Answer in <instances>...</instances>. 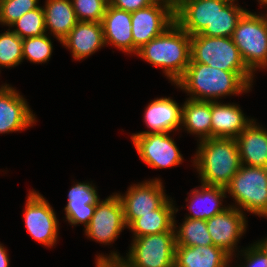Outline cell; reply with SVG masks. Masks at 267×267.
Masks as SVG:
<instances>
[{"label":"cell","instance_id":"cell-40","mask_svg":"<svg viewBox=\"0 0 267 267\" xmlns=\"http://www.w3.org/2000/svg\"><path fill=\"white\" fill-rule=\"evenodd\" d=\"M8 84H2L1 86H0V92L7 86Z\"/></svg>","mask_w":267,"mask_h":267},{"label":"cell","instance_id":"cell-10","mask_svg":"<svg viewBox=\"0 0 267 267\" xmlns=\"http://www.w3.org/2000/svg\"><path fill=\"white\" fill-rule=\"evenodd\" d=\"M161 181L159 178H152L131 185L125 195L117 193L123 206L127 229L142 215L154 214V210L159 209L170 198L165 194Z\"/></svg>","mask_w":267,"mask_h":267},{"label":"cell","instance_id":"cell-6","mask_svg":"<svg viewBox=\"0 0 267 267\" xmlns=\"http://www.w3.org/2000/svg\"><path fill=\"white\" fill-rule=\"evenodd\" d=\"M225 189L236 203L230 206L267 218L266 167L241 165Z\"/></svg>","mask_w":267,"mask_h":267},{"label":"cell","instance_id":"cell-18","mask_svg":"<svg viewBox=\"0 0 267 267\" xmlns=\"http://www.w3.org/2000/svg\"><path fill=\"white\" fill-rule=\"evenodd\" d=\"M89 182H76L68 192L65 218L72 226L83 224L86 228L100 200L96 186Z\"/></svg>","mask_w":267,"mask_h":267},{"label":"cell","instance_id":"cell-7","mask_svg":"<svg viewBox=\"0 0 267 267\" xmlns=\"http://www.w3.org/2000/svg\"><path fill=\"white\" fill-rule=\"evenodd\" d=\"M190 63H202L223 71H250L232 37L191 36Z\"/></svg>","mask_w":267,"mask_h":267},{"label":"cell","instance_id":"cell-9","mask_svg":"<svg viewBox=\"0 0 267 267\" xmlns=\"http://www.w3.org/2000/svg\"><path fill=\"white\" fill-rule=\"evenodd\" d=\"M24 209L25 226L30 236L46 247L58 240L59 221L48 200L35 190H30Z\"/></svg>","mask_w":267,"mask_h":267},{"label":"cell","instance_id":"cell-11","mask_svg":"<svg viewBox=\"0 0 267 267\" xmlns=\"http://www.w3.org/2000/svg\"><path fill=\"white\" fill-rule=\"evenodd\" d=\"M112 194L97 202L94 215L84 229L88 239L104 245H111L127 228L121 200L117 192Z\"/></svg>","mask_w":267,"mask_h":267},{"label":"cell","instance_id":"cell-2","mask_svg":"<svg viewBox=\"0 0 267 267\" xmlns=\"http://www.w3.org/2000/svg\"><path fill=\"white\" fill-rule=\"evenodd\" d=\"M191 36L176 22L138 49L136 55L155 67L175 84L190 64Z\"/></svg>","mask_w":267,"mask_h":267},{"label":"cell","instance_id":"cell-38","mask_svg":"<svg viewBox=\"0 0 267 267\" xmlns=\"http://www.w3.org/2000/svg\"><path fill=\"white\" fill-rule=\"evenodd\" d=\"M256 243L266 252L267 254V237L256 241Z\"/></svg>","mask_w":267,"mask_h":267},{"label":"cell","instance_id":"cell-19","mask_svg":"<svg viewBox=\"0 0 267 267\" xmlns=\"http://www.w3.org/2000/svg\"><path fill=\"white\" fill-rule=\"evenodd\" d=\"M104 42L126 54H133L131 13L108 4L101 21Z\"/></svg>","mask_w":267,"mask_h":267},{"label":"cell","instance_id":"cell-4","mask_svg":"<svg viewBox=\"0 0 267 267\" xmlns=\"http://www.w3.org/2000/svg\"><path fill=\"white\" fill-rule=\"evenodd\" d=\"M125 257L117 251L109 255L98 254L95 259H121L127 267H174L175 231H166L133 238Z\"/></svg>","mask_w":267,"mask_h":267},{"label":"cell","instance_id":"cell-23","mask_svg":"<svg viewBox=\"0 0 267 267\" xmlns=\"http://www.w3.org/2000/svg\"><path fill=\"white\" fill-rule=\"evenodd\" d=\"M232 257L222 248L208 246H176L174 267H227Z\"/></svg>","mask_w":267,"mask_h":267},{"label":"cell","instance_id":"cell-21","mask_svg":"<svg viewBox=\"0 0 267 267\" xmlns=\"http://www.w3.org/2000/svg\"><path fill=\"white\" fill-rule=\"evenodd\" d=\"M241 165L267 168V130L256 120L235 138Z\"/></svg>","mask_w":267,"mask_h":267},{"label":"cell","instance_id":"cell-39","mask_svg":"<svg viewBox=\"0 0 267 267\" xmlns=\"http://www.w3.org/2000/svg\"><path fill=\"white\" fill-rule=\"evenodd\" d=\"M257 1L259 2L260 6L261 5L265 6L267 4V0H257Z\"/></svg>","mask_w":267,"mask_h":267},{"label":"cell","instance_id":"cell-12","mask_svg":"<svg viewBox=\"0 0 267 267\" xmlns=\"http://www.w3.org/2000/svg\"><path fill=\"white\" fill-rule=\"evenodd\" d=\"M131 141L140 159L150 168L175 167L184 160L170 133H132Z\"/></svg>","mask_w":267,"mask_h":267},{"label":"cell","instance_id":"cell-34","mask_svg":"<svg viewBox=\"0 0 267 267\" xmlns=\"http://www.w3.org/2000/svg\"><path fill=\"white\" fill-rule=\"evenodd\" d=\"M237 251L244 256V261L246 260L245 263L242 262L244 265L238 267H267V254L256 242Z\"/></svg>","mask_w":267,"mask_h":267},{"label":"cell","instance_id":"cell-16","mask_svg":"<svg viewBox=\"0 0 267 267\" xmlns=\"http://www.w3.org/2000/svg\"><path fill=\"white\" fill-rule=\"evenodd\" d=\"M143 118L149 130L136 134L171 133L181 129L182 105L170 97H157L148 103Z\"/></svg>","mask_w":267,"mask_h":267},{"label":"cell","instance_id":"cell-20","mask_svg":"<svg viewBox=\"0 0 267 267\" xmlns=\"http://www.w3.org/2000/svg\"><path fill=\"white\" fill-rule=\"evenodd\" d=\"M244 115L235 103L211 101V138H236L254 120Z\"/></svg>","mask_w":267,"mask_h":267},{"label":"cell","instance_id":"cell-36","mask_svg":"<svg viewBox=\"0 0 267 267\" xmlns=\"http://www.w3.org/2000/svg\"><path fill=\"white\" fill-rule=\"evenodd\" d=\"M95 267H127L121 259H96Z\"/></svg>","mask_w":267,"mask_h":267},{"label":"cell","instance_id":"cell-13","mask_svg":"<svg viewBox=\"0 0 267 267\" xmlns=\"http://www.w3.org/2000/svg\"><path fill=\"white\" fill-rule=\"evenodd\" d=\"M246 219L245 212L229 205L223 212L206 220L213 245L222 248L232 260L236 258L235 249H238L236 245L239 239L246 233Z\"/></svg>","mask_w":267,"mask_h":267},{"label":"cell","instance_id":"cell-8","mask_svg":"<svg viewBox=\"0 0 267 267\" xmlns=\"http://www.w3.org/2000/svg\"><path fill=\"white\" fill-rule=\"evenodd\" d=\"M133 54L162 34L174 22V3L156 0L150 6L131 13Z\"/></svg>","mask_w":267,"mask_h":267},{"label":"cell","instance_id":"cell-3","mask_svg":"<svg viewBox=\"0 0 267 267\" xmlns=\"http://www.w3.org/2000/svg\"><path fill=\"white\" fill-rule=\"evenodd\" d=\"M193 157L201 184L226 188L241 167L235 138H208L198 141Z\"/></svg>","mask_w":267,"mask_h":267},{"label":"cell","instance_id":"cell-5","mask_svg":"<svg viewBox=\"0 0 267 267\" xmlns=\"http://www.w3.org/2000/svg\"><path fill=\"white\" fill-rule=\"evenodd\" d=\"M232 40L247 68L255 75L258 69H267V14L248 9L239 19Z\"/></svg>","mask_w":267,"mask_h":267},{"label":"cell","instance_id":"cell-26","mask_svg":"<svg viewBox=\"0 0 267 267\" xmlns=\"http://www.w3.org/2000/svg\"><path fill=\"white\" fill-rule=\"evenodd\" d=\"M188 133L197 135L198 141L211 138V101L186 98L182 105V124Z\"/></svg>","mask_w":267,"mask_h":267},{"label":"cell","instance_id":"cell-24","mask_svg":"<svg viewBox=\"0 0 267 267\" xmlns=\"http://www.w3.org/2000/svg\"><path fill=\"white\" fill-rule=\"evenodd\" d=\"M42 8L46 32L49 30L61 43L78 23L71 0H46Z\"/></svg>","mask_w":267,"mask_h":267},{"label":"cell","instance_id":"cell-27","mask_svg":"<svg viewBox=\"0 0 267 267\" xmlns=\"http://www.w3.org/2000/svg\"><path fill=\"white\" fill-rule=\"evenodd\" d=\"M235 1H229L222 10H218L211 24L200 35L210 37H232L239 19L247 11ZM239 5V6H238Z\"/></svg>","mask_w":267,"mask_h":267},{"label":"cell","instance_id":"cell-1","mask_svg":"<svg viewBox=\"0 0 267 267\" xmlns=\"http://www.w3.org/2000/svg\"><path fill=\"white\" fill-rule=\"evenodd\" d=\"M254 76L251 71H223L202 63H190L174 85L190 95L189 99L218 101L221 97L250 92Z\"/></svg>","mask_w":267,"mask_h":267},{"label":"cell","instance_id":"cell-32","mask_svg":"<svg viewBox=\"0 0 267 267\" xmlns=\"http://www.w3.org/2000/svg\"><path fill=\"white\" fill-rule=\"evenodd\" d=\"M39 6V0H0V24L9 27L24 14Z\"/></svg>","mask_w":267,"mask_h":267},{"label":"cell","instance_id":"cell-14","mask_svg":"<svg viewBox=\"0 0 267 267\" xmlns=\"http://www.w3.org/2000/svg\"><path fill=\"white\" fill-rule=\"evenodd\" d=\"M228 0H177L174 3L175 22L190 36L200 34L211 24L218 10Z\"/></svg>","mask_w":267,"mask_h":267},{"label":"cell","instance_id":"cell-33","mask_svg":"<svg viewBox=\"0 0 267 267\" xmlns=\"http://www.w3.org/2000/svg\"><path fill=\"white\" fill-rule=\"evenodd\" d=\"M78 21L100 22L109 0H71Z\"/></svg>","mask_w":267,"mask_h":267},{"label":"cell","instance_id":"cell-35","mask_svg":"<svg viewBox=\"0 0 267 267\" xmlns=\"http://www.w3.org/2000/svg\"><path fill=\"white\" fill-rule=\"evenodd\" d=\"M155 1L156 0H109V4L118 9L132 13L150 6Z\"/></svg>","mask_w":267,"mask_h":267},{"label":"cell","instance_id":"cell-31","mask_svg":"<svg viewBox=\"0 0 267 267\" xmlns=\"http://www.w3.org/2000/svg\"><path fill=\"white\" fill-rule=\"evenodd\" d=\"M53 42L46 34L25 38L22 41L23 60L42 64L49 61L53 52Z\"/></svg>","mask_w":267,"mask_h":267},{"label":"cell","instance_id":"cell-25","mask_svg":"<svg viewBox=\"0 0 267 267\" xmlns=\"http://www.w3.org/2000/svg\"><path fill=\"white\" fill-rule=\"evenodd\" d=\"M169 198L159 209L154 210V214L142 215L137 218L128 228L133 232L134 238L159 234L166 231H174V215L178 208Z\"/></svg>","mask_w":267,"mask_h":267},{"label":"cell","instance_id":"cell-29","mask_svg":"<svg viewBox=\"0 0 267 267\" xmlns=\"http://www.w3.org/2000/svg\"><path fill=\"white\" fill-rule=\"evenodd\" d=\"M10 27H15V29H11V31L22 39L46 34L45 18L42 6L27 12L10 25L9 28Z\"/></svg>","mask_w":267,"mask_h":267},{"label":"cell","instance_id":"cell-17","mask_svg":"<svg viewBox=\"0 0 267 267\" xmlns=\"http://www.w3.org/2000/svg\"><path fill=\"white\" fill-rule=\"evenodd\" d=\"M60 44L70 50L74 60L86 59L105 46L102 24L78 21Z\"/></svg>","mask_w":267,"mask_h":267},{"label":"cell","instance_id":"cell-37","mask_svg":"<svg viewBox=\"0 0 267 267\" xmlns=\"http://www.w3.org/2000/svg\"><path fill=\"white\" fill-rule=\"evenodd\" d=\"M7 249L0 243V267H9L10 260L7 253Z\"/></svg>","mask_w":267,"mask_h":267},{"label":"cell","instance_id":"cell-22","mask_svg":"<svg viewBox=\"0 0 267 267\" xmlns=\"http://www.w3.org/2000/svg\"><path fill=\"white\" fill-rule=\"evenodd\" d=\"M188 194L190 199L186 198V202H189L186 206L190 214L186 215V218L207 220L229 207L223 206V198H227L228 195L222 187L201 184L198 189L196 187Z\"/></svg>","mask_w":267,"mask_h":267},{"label":"cell","instance_id":"cell-28","mask_svg":"<svg viewBox=\"0 0 267 267\" xmlns=\"http://www.w3.org/2000/svg\"><path fill=\"white\" fill-rule=\"evenodd\" d=\"M174 231L176 246H208L213 245L207 229L206 220L186 218L180 225H176L174 215Z\"/></svg>","mask_w":267,"mask_h":267},{"label":"cell","instance_id":"cell-30","mask_svg":"<svg viewBox=\"0 0 267 267\" xmlns=\"http://www.w3.org/2000/svg\"><path fill=\"white\" fill-rule=\"evenodd\" d=\"M22 41L10 28L0 33V68L15 67L23 62Z\"/></svg>","mask_w":267,"mask_h":267},{"label":"cell","instance_id":"cell-15","mask_svg":"<svg viewBox=\"0 0 267 267\" xmlns=\"http://www.w3.org/2000/svg\"><path fill=\"white\" fill-rule=\"evenodd\" d=\"M23 95L9 84L0 92V133L23 131L36 124V116Z\"/></svg>","mask_w":267,"mask_h":267}]
</instances>
